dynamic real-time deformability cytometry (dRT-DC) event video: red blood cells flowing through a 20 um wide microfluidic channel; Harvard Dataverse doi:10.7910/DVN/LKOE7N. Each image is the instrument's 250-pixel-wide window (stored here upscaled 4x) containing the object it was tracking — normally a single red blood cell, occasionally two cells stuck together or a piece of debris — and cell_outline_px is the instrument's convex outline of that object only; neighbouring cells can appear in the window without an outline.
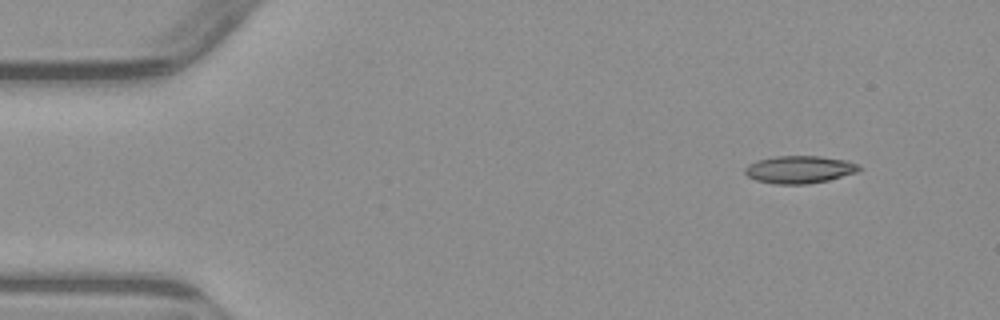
{"species": "common noctule bat (a hibernating species)", "species_latin": "Nyctalus noctula", "temperature_condition": "warm", "stored_images_in_passage": 3, "camera_frame_rate_fps": 3000, "um_per_image_px": 0.085, "animal": {"sex": "male", "body_mass_g": 23.1, "forearm_length_mm": 52.7}, "frame": {"image": 1, "passage_image": 1, "time_ms": 0.0, "image_size_px": [1000, 320], "cell_outline_px": [[864, 168], [856, 172], [828, 180], [808, 184], [776, 184], [756, 180], [748, 176], [744, 172], [744, 168], [748, 164], [756, 160], [776, 156], [820, 156], [848, 160]], "centroid_in_image_um": [67.95, 14.4], "position_along_channel_um": 17.1, "area_um2": 18.38}}